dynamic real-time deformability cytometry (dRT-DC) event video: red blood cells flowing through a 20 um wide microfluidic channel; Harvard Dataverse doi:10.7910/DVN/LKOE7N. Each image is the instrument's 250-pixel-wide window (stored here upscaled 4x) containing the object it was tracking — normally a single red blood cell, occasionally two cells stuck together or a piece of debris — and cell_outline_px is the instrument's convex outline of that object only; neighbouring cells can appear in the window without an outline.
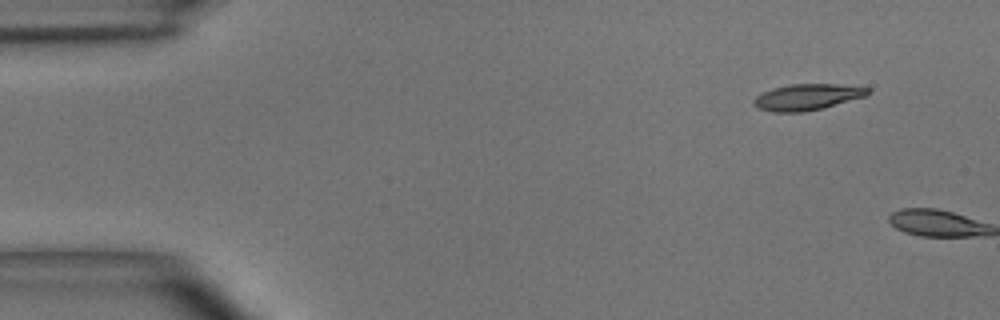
{"species": "common noctule bat (a hibernating species)", "species_latin": "Nyctalus noctula", "temperature_condition": "room temperature", "stored_images_in_passage": 2, "camera_frame_rate_fps": 3000, "um_per_image_px": 0.085, "animal": {"sex": "male", "body_mass_g": 15.6}, "frame": {"image": 1, "passage_image": 1, "time_ms": 0.0, "image_size_px": [1000, 320], "cell_outline_px": [[872, 92], [864, 96], [820, 108], [804, 112], [772, 112], [760, 108], [752, 104], [752, 100], [756, 96], [772, 88], [788, 84], [836, 84], [872, 88]], "centroid_in_image_um": [68.58, 8.23], "position_along_channel_um": 16.4, "area_um2": 17.22}}